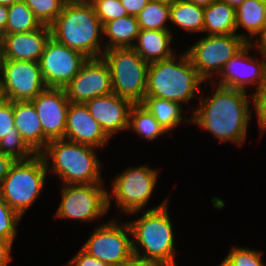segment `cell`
<instances>
[{
  "mask_svg": "<svg viewBox=\"0 0 266 266\" xmlns=\"http://www.w3.org/2000/svg\"><path fill=\"white\" fill-rule=\"evenodd\" d=\"M140 28L135 16L127 15L119 19L108 21L103 25V38L108 39L104 44V51L113 48H133Z\"/></svg>",
  "mask_w": 266,
  "mask_h": 266,
  "instance_id": "603a6c76",
  "label": "cell"
},
{
  "mask_svg": "<svg viewBox=\"0 0 266 266\" xmlns=\"http://www.w3.org/2000/svg\"><path fill=\"white\" fill-rule=\"evenodd\" d=\"M9 135L20 134L15 128L13 102L4 99L0 102V140Z\"/></svg>",
  "mask_w": 266,
  "mask_h": 266,
  "instance_id": "e575fe53",
  "label": "cell"
},
{
  "mask_svg": "<svg viewBox=\"0 0 266 266\" xmlns=\"http://www.w3.org/2000/svg\"><path fill=\"white\" fill-rule=\"evenodd\" d=\"M154 2H158L160 4H164L167 6H172L174 5L176 2L180 1V0H152Z\"/></svg>",
  "mask_w": 266,
  "mask_h": 266,
  "instance_id": "bcb514c9",
  "label": "cell"
},
{
  "mask_svg": "<svg viewBox=\"0 0 266 266\" xmlns=\"http://www.w3.org/2000/svg\"><path fill=\"white\" fill-rule=\"evenodd\" d=\"M64 90L70 103L82 104L92 98L112 93L111 75L107 63L102 57L88 58Z\"/></svg>",
  "mask_w": 266,
  "mask_h": 266,
  "instance_id": "5bb4252c",
  "label": "cell"
},
{
  "mask_svg": "<svg viewBox=\"0 0 266 266\" xmlns=\"http://www.w3.org/2000/svg\"><path fill=\"white\" fill-rule=\"evenodd\" d=\"M252 109H255L257 116L260 134L265 133L266 131V81L262 86L255 89V92H252Z\"/></svg>",
  "mask_w": 266,
  "mask_h": 266,
  "instance_id": "d590c367",
  "label": "cell"
},
{
  "mask_svg": "<svg viewBox=\"0 0 266 266\" xmlns=\"http://www.w3.org/2000/svg\"><path fill=\"white\" fill-rule=\"evenodd\" d=\"M102 25L128 15L120 0H89Z\"/></svg>",
  "mask_w": 266,
  "mask_h": 266,
  "instance_id": "d6a6232c",
  "label": "cell"
},
{
  "mask_svg": "<svg viewBox=\"0 0 266 266\" xmlns=\"http://www.w3.org/2000/svg\"><path fill=\"white\" fill-rule=\"evenodd\" d=\"M255 41L253 39L252 45L261 54L262 60L266 63V31L255 38Z\"/></svg>",
  "mask_w": 266,
  "mask_h": 266,
  "instance_id": "60d3db41",
  "label": "cell"
},
{
  "mask_svg": "<svg viewBox=\"0 0 266 266\" xmlns=\"http://www.w3.org/2000/svg\"><path fill=\"white\" fill-rule=\"evenodd\" d=\"M261 256L257 250L233 246L224 259L232 266H266Z\"/></svg>",
  "mask_w": 266,
  "mask_h": 266,
  "instance_id": "836d02e7",
  "label": "cell"
},
{
  "mask_svg": "<svg viewBox=\"0 0 266 266\" xmlns=\"http://www.w3.org/2000/svg\"><path fill=\"white\" fill-rule=\"evenodd\" d=\"M50 37V26L44 24L31 32L4 34L1 43L3 60L39 62Z\"/></svg>",
  "mask_w": 266,
  "mask_h": 266,
  "instance_id": "d6986e66",
  "label": "cell"
},
{
  "mask_svg": "<svg viewBox=\"0 0 266 266\" xmlns=\"http://www.w3.org/2000/svg\"><path fill=\"white\" fill-rule=\"evenodd\" d=\"M65 266H108L94 256L89 255L82 248Z\"/></svg>",
  "mask_w": 266,
  "mask_h": 266,
  "instance_id": "8d00e7d4",
  "label": "cell"
},
{
  "mask_svg": "<svg viewBox=\"0 0 266 266\" xmlns=\"http://www.w3.org/2000/svg\"><path fill=\"white\" fill-rule=\"evenodd\" d=\"M102 58L110 71L113 93L133 104L142 103L146 96L149 63L133 48L108 49Z\"/></svg>",
  "mask_w": 266,
  "mask_h": 266,
  "instance_id": "52a82bcc",
  "label": "cell"
},
{
  "mask_svg": "<svg viewBox=\"0 0 266 266\" xmlns=\"http://www.w3.org/2000/svg\"><path fill=\"white\" fill-rule=\"evenodd\" d=\"M172 39V31L140 30L133 49L150 64L177 54L171 48Z\"/></svg>",
  "mask_w": 266,
  "mask_h": 266,
  "instance_id": "44dd1931",
  "label": "cell"
},
{
  "mask_svg": "<svg viewBox=\"0 0 266 266\" xmlns=\"http://www.w3.org/2000/svg\"><path fill=\"white\" fill-rule=\"evenodd\" d=\"M226 2L228 5L232 6L233 8H237L240 6L245 0H222Z\"/></svg>",
  "mask_w": 266,
  "mask_h": 266,
  "instance_id": "f6af8a7d",
  "label": "cell"
},
{
  "mask_svg": "<svg viewBox=\"0 0 266 266\" xmlns=\"http://www.w3.org/2000/svg\"><path fill=\"white\" fill-rule=\"evenodd\" d=\"M141 104L154 116L163 129L169 133L178 127L182 120L191 122V118L183 115V107L180 103L163 98L145 97Z\"/></svg>",
  "mask_w": 266,
  "mask_h": 266,
  "instance_id": "d4e9b609",
  "label": "cell"
},
{
  "mask_svg": "<svg viewBox=\"0 0 266 266\" xmlns=\"http://www.w3.org/2000/svg\"><path fill=\"white\" fill-rule=\"evenodd\" d=\"M119 266H160L151 262H146L137 258H133L127 263L121 264Z\"/></svg>",
  "mask_w": 266,
  "mask_h": 266,
  "instance_id": "7bdbcfd3",
  "label": "cell"
},
{
  "mask_svg": "<svg viewBox=\"0 0 266 266\" xmlns=\"http://www.w3.org/2000/svg\"><path fill=\"white\" fill-rule=\"evenodd\" d=\"M162 204L142 212L141 217L128 221L132 234L134 258L160 266H177L172 221L168 198Z\"/></svg>",
  "mask_w": 266,
  "mask_h": 266,
  "instance_id": "7a4b0ae2",
  "label": "cell"
},
{
  "mask_svg": "<svg viewBox=\"0 0 266 266\" xmlns=\"http://www.w3.org/2000/svg\"><path fill=\"white\" fill-rule=\"evenodd\" d=\"M49 26L51 37L59 43L88 58L102 57L103 25L89 1L68 0L62 12Z\"/></svg>",
  "mask_w": 266,
  "mask_h": 266,
  "instance_id": "3957f363",
  "label": "cell"
},
{
  "mask_svg": "<svg viewBox=\"0 0 266 266\" xmlns=\"http://www.w3.org/2000/svg\"><path fill=\"white\" fill-rule=\"evenodd\" d=\"M203 32L208 35L236 34L235 8L222 0L204 7Z\"/></svg>",
  "mask_w": 266,
  "mask_h": 266,
  "instance_id": "cb8c5ba5",
  "label": "cell"
},
{
  "mask_svg": "<svg viewBox=\"0 0 266 266\" xmlns=\"http://www.w3.org/2000/svg\"><path fill=\"white\" fill-rule=\"evenodd\" d=\"M1 43H2V36L0 35V48H2Z\"/></svg>",
  "mask_w": 266,
  "mask_h": 266,
  "instance_id": "816d5d0a",
  "label": "cell"
},
{
  "mask_svg": "<svg viewBox=\"0 0 266 266\" xmlns=\"http://www.w3.org/2000/svg\"><path fill=\"white\" fill-rule=\"evenodd\" d=\"M158 170L141 165L126 168L121 174H117L112 182V190L108 195V209L111 201L121 212L137 214L148 205L155 185L158 180ZM113 195V196H112Z\"/></svg>",
  "mask_w": 266,
  "mask_h": 266,
  "instance_id": "ba28073f",
  "label": "cell"
},
{
  "mask_svg": "<svg viewBox=\"0 0 266 266\" xmlns=\"http://www.w3.org/2000/svg\"><path fill=\"white\" fill-rule=\"evenodd\" d=\"M35 16L44 25H50L62 12L68 0H24Z\"/></svg>",
  "mask_w": 266,
  "mask_h": 266,
  "instance_id": "f546056e",
  "label": "cell"
},
{
  "mask_svg": "<svg viewBox=\"0 0 266 266\" xmlns=\"http://www.w3.org/2000/svg\"><path fill=\"white\" fill-rule=\"evenodd\" d=\"M219 266H232V265L229 264L225 259H223V261L220 263Z\"/></svg>",
  "mask_w": 266,
  "mask_h": 266,
  "instance_id": "c3c4849f",
  "label": "cell"
},
{
  "mask_svg": "<svg viewBox=\"0 0 266 266\" xmlns=\"http://www.w3.org/2000/svg\"><path fill=\"white\" fill-rule=\"evenodd\" d=\"M248 42L238 34L204 35L186 53L193 67L206 82L218 76L225 64Z\"/></svg>",
  "mask_w": 266,
  "mask_h": 266,
  "instance_id": "9c48e42d",
  "label": "cell"
},
{
  "mask_svg": "<svg viewBox=\"0 0 266 266\" xmlns=\"http://www.w3.org/2000/svg\"><path fill=\"white\" fill-rule=\"evenodd\" d=\"M0 152L14 160H27L36 153L26 144L21 135H9L0 140Z\"/></svg>",
  "mask_w": 266,
  "mask_h": 266,
  "instance_id": "1f68e13d",
  "label": "cell"
},
{
  "mask_svg": "<svg viewBox=\"0 0 266 266\" xmlns=\"http://www.w3.org/2000/svg\"><path fill=\"white\" fill-rule=\"evenodd\" d=\"M115 218L96 227L82 249L108 266H119L134 258L128 222Z\"/></svg>",
  "mask_w": 266,
  "mask_h": 266,
  "instance_id": "30bf717a",
  "label": "cell"
},
{
  "mask_svg": "<svg viewBox=\"0 0 266 266\" xmlns=\"http://www.w3.org/2000/svg\"><path fill=\"white\" fill-rule=\"evenodd\" d=\"M13 114L15 128L22 139L36 153L43 150V129L31 101H14Z\"/></svg>",
  "mask_w": 266,
  "mask_h": 266,
  "instance_id": "ffe728a7",
  "label": "cell"
},
{
  "mask_svg": "<svg viewBox=\"0 0 266 266\" xmlns=\"http://www.w3.org/2000/svg\"><path fill=\"white\" fill-rule=\"evenodd\" d=\"M131 129L146 140H155L166 130L158 123L154 116L140 103L134 104L129 112L128 130Z\"/></svg>",
  "mask_w": 266,
  "mask_h": 266,
  "instance_id": "4316f807",
  "label": "cell"
},
{
  "mask_svg": "<svg viewBox=\"0 0 266 266\" xmlns=\"http://www.w3.org/2000/svg\"><path fill=\"white\" fill-rule=\"evenodd\" d=\"M4 100V96H3V93H2V89H1V86H0V102Z\"/></svg>",
  "mask_w": 266,
  "mask_h": 266,
  "instance_id": "f907efd6",
  "label": "cell"
},
{
  "mask_svg": "<svg viewBox=\"0 0 266 266\" xmlns=\"http://www.w3.org/2000/svg\"><path fill=\"white\" fill-rule=\"evenodd\" d=\"M18 1L20 0H0V5L11 6L12 4Z\"/></svg>",
  "mask_w": 266,
  "mask_h": 266,
  "instance_id": "7dc6e473",
  "label": "cell"
},
{
  "mask_svg": "<svg viewBox=\"0 0 266 266\" xmlns=\"http://www.w3.org/2000/svg\"><path fill=\"white\" fill-rule=\"evenodd\" d=\"M64 140L90 145L95 148L106 147L110 140L99 123L92 117L85 104L70 103Z\"/></svg>",
  "mask_w": 266,
  "mask_h": 266,
  "instance_id": "ac0fdd59",
  "label": "cell"
},
{
  "mask_svg": "<svg viewBox=\"0 0 266 266\" xmlns=\"http://www.w3.org/2000/svg\"><path fill=\"white\" fill-rule=\"evenodd\" d=\"M172 25L188 33L203 32L204 8L193 3L180 0L170 6V20Z\"/></svg>",
  "mask_w": 266,
  "mask_h": 266,
  "instance_id": "484cf974",
  "label": "cell"
},
{
  "mask_svg": "<svg viewBox=\"0 0 266 266\" xmlns=\"http://www.w3.org/2000/svg\"><path fill=\"white\" fill-rule=\"evenodd\" d=\"M22 218L0 197V240L14 242Z\"/></svg>",
  "mask_w": 266,
  "mask_h": 266,
  "instance_id": "4dcf8cb0",
  "label": "cell"
},
{
  "mask_svg": "<svg viewBox=\"0 0 266 266\" xmlns=\"http://www.w3.org/2000/svg\"><path fill=\"white\" fill-rule=\"evenodd\" d=\"M40 154L27 160H15L0 187V197L22 218L40 196L47 177Z\"/></svg>",
  "mask_w": 266,
  "mask_h": 266,
  "instance_id": "8992f818",
  "label": "cell"
},
{
  "mask_svg": "<svg viewBox=\"0 0 266 266\" xmlns=\"http://www.w3.org/2000/svg\"><path fill=\"white\" fill-rule=\"evenodd\" d=\"M14 162L15 160L11 156L0 152V187Z\"/></svg>",
  "mask_w": 266,
  "mask_h": 266,
  "instance_id": "ab89813d",
  "label": "cell"
},
{
  "mask_svg": "<svg viewBox=\"0 0 266 266\" xmlns=\"http://www.w3.org/2000/svg\"><path fill=\"white\" fill-rule=\"evenodd\" d=\"M96 149L90 145L59 139L49 141L39 154L47 172L56 174L63 185L103 184L101 162Z\"/></svg>",
  "mask_w": 266,
  "mask_h": 266,
  "instance_id": "277c9868",
  "label": "cell"
},
{
  "mask_svg": "<svg viewBox=\"0 0 266 266\" xmlns=\"http://www.w3.org/2000/svg\"><path fill=\"white\" fill-rule=\"evenodd\" d=\"M12 247V242L0 240V266H8V263L12 261Z\"/></svg>",
  "mask_w": 266,
  "mask_h": 266,
  "instance_id": "f35d334b",
  "label": "cell"
},
{
  "mask_svg": "<svg viewBox=\"0 0 266 266\" xmlns=\"http://www.w3.org/2000/svg\"><path fill=\"white\" fill-rule=\"evenodd\" d=\"M253 48L252 43H247L234 55L219 74V83L216 81L213 85L243 91H248L246 89L249 86H255L256 89L262 86L266 81V63L262 58L249 55L248 52Z\"/></svg>",
  "mask_w": 266,
  "mask_h": 266,
  "instance_id": "9a60e30c",
  "label": "cell"
},
{
  "mask_svg": "<svg viewBox=\"0 0 266 266\" xmlns=\"http://www.w3.org/2000/svg\"><path fill=\"white\" fill-rule=\"evenodd\" d=\"M31 102L43 129V149L49 141L64 139L70 104L64 88H46Z\"/></svg>",
  "mask_w": 266,
  "mask_h": 266,
  "instance_id": "2e32d148",
  "label": "cell"
},
{
  "mask_svg": "<svg viewBox=\"0 0 266 266\" xmlns=\"http://www.w3.org/2000/svg\"><path fill=\"white\" fill-rule=\"evenodd\" d=\"M216 87L211 97H200L191 122L212 133L220 142L231 141L242 146L251 120L252 93L239 89ZM248 95V96H247Z\"/></svg>",
  "mask_w": 266,
  "mask_h": 266,
  "instance_id": "6da1fadb",
  "label": "cell"
},
{
  "mask_svg": "<svg viewBox=\"0 0 266 266\" xmlns=\"http://www.w3.org/2000/svg\"><path fill=\"white\" fill-rule=\"evenodd\" d=\"M136 18L140 30L171 31L167 25L170 22V6L151 0Z\"/></svg>",
  "mask_w": 266,
  "mask_h": 266,
  "instance_id": "f1b7e54d",
  "label": "cell"
},
{
  "mask_svg": "<svg viewBox=\"0 0 266 266\" xmlns=\"http://www.w3.org/2000/svg\"><path fill=\"white\" fill-rule=\"evenodd\" d=\"M185 2L193 3L200 7L209 6L211 3L215 2L216 0H183Z\"/></svg>",
  "mask_w": 266,
  "mask_h": 266,
  "instance_id": "ee69618b",
  "label": "cell"
},
{
  "mask_svg": "<svg viewBox=\"0 0 266 266\" xmlns=\"http://www.w3.org/2000/svg\"><path fill=\"white\" fill-rule=\"evenodd\" d=\"M235 13L236 34L239 27L245 29L247 33L238 35L248 43H252V37L257 38L266 31V0H245L235 9Z\"/></svg>",
  "mask_w": 266,
  "mask_h": 266,
  "instance_id": "7402d4cb",
  "label": "cell"
},
{
  "mask_svg": "<svg viewBox=\"0 0 266 266\" xmlns=\"http://www.w3.org/2000/svg\"><path fill=\"white\" fill-rule=\"evenodd\" d=\"M104 184H68L60 190L56 217L74 221H95L108 212V191Z\"/></svg>",
  "mask_w": 266,
  "mask_h": 266,
  "instance_id": "8fae6325",
  "label": "cell"
},
{
  "mask_svg": "<svg viewBox=\"0 0 266 266\" xmlns=\"http://www.w3.org/2000/svg\"><path fill=\"white\" fill-rule=\"evenodd\" d=\"M85 105L109 139L117 132L128 131L129 112L134 105L130 100L112 92L92 98Z\"/></svg>",
  "mask_w": 266,
  "mask_h": 266,
  "instance_id": "e0dca14e",
  "label": "cell"
},
{
  "mask_svg": "<svg viewBox=\"0 0 266 266\" xmlns=\"http://www.w3.org/2000/svg\"><path fill=\"white\" fill-rule=\"evenodd\" d=\"M87 59L83 53L50 37L39 60L47 88H64L79 73Z\"/></svg>",
  "mask_w": 266,
  "mask_h": 266,
  "instance_id": "4fadbf2b",
  "label": "cell"
},
{
  "mask_svg": "<svg viewBox=\"0 0 266 266\" xmlns=\"http://www.w3.org/2000/svg\"><path fill=\"white\" fill-rule=\"evenodd\" d=\"M202 83L204 80L193 67L186 51H183L179 56L175 54L149 64L145 97L188 103L193 97L200 96Z\"/></svg>",
  "mask_w": 266,
  "mask_h": 266,
  "instance_id": "5b68a950",
  "label": "cell"
},
{
  "mask_svg": "<svg viewBox=\"0 0 266 266\" xmlns=\"http://www.w3.org/2000/svg\"><path fill=\"white\" fill-rule=\"evenodd\" d=\"M8 19V6L0 5V35H4Z\"/></svg>",
  "mask_w": 266,
  "mask_h": 266,
  "instance_id": "b9f144b4",
  "label": "cell"
},
{
  "mask_svg": "<svg viewBox=\"0 0 266 266\" xmlns=\"http://www.w3.org/2000/svg\"><path fill=\"white\" fill-rule=\"evenodd\" d=\"M43 24L24 0L8 6V19L4 34L27 33L39 29Z\"/></svg>",
  "mask_w": 266,
  "mask_h": 266,
  "instance_id": "83f0119b",
  "label": "cell"
},
{
  "mask_svg": "<svg viewBox=\"0 0 266 266\" xmlns=\"http://www.w3.org/2000/svg\"><path fill=\"white\" fill-rule=\"evenodd\" d=\"M130 16H137L151 0H120Z\"/></svg>",
  "mask_w": 266,
  "mask_h": 266,
  "instance_id": "74e56055",
  "label": "cell"
},
{
  "mask_svg": "<svg viewBox=\"0 0 266 266\" xmlns=\"http://www.w3.org/2000/svg\"><path fill=\"white\" fill-rule=\"evenodd\" d=\"M0 86L4 99L31 101L47 88L39 62L2 60Z\"/></svg>",
  "mask_w": 266,
  "mask_h": 266,
  "instance_id": "7c38bea8",
  "label": "cell"
},
{
  "mask_svg": "<svg viewBox=\"0 0 266 266\" xmlns=\"http://www.w3.org/2000/svg\"><path fill=\"white\" fill-rule=\"evenodd\" d=\"M2 60H3V57H2V48H0V69H1V65H2Z\"/></svg>",
  "mask_w": 266,
  "mask_h": 266,
  "instance_id": "681fc988",
  "label": "cell"
}]
</instances>
